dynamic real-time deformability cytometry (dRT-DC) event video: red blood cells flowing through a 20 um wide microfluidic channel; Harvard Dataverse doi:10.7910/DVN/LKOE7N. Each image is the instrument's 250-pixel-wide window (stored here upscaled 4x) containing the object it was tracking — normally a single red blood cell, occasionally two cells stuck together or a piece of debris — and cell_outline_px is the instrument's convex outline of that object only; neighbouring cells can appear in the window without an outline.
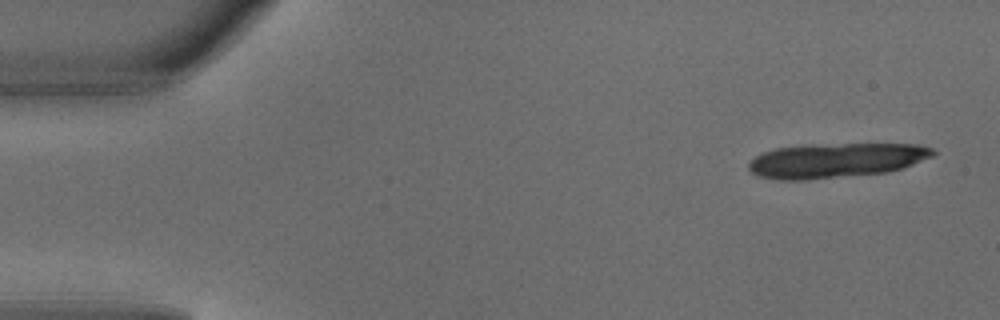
{"species": "common noctule bat (a hibernating species)", "species_latin": "Nyctalus noctula", "temperature_condition": "warm", "stored_images_in_passage": 5, "camera_frame_rate_fps": 3000, "um_per_image_px": 0.085, "animal": {"sex": "male", "body_mass_g": 18.8}, "frame": {"image": 1, "passage_image": 1, "time_ms": 0.0, "image_size_px": [1000, 320], "cell_outline_px": [[936, 152], [932, 156], [912, 164], [888, 172], [804, 180], [776, 180], [756, 176], [748, 168], [748, 164], [756, 156], [764, 152], [776, 148], [844, 144], [920, 144], [932, 148]], "centroid_in_image_um": [71.05, 13.65], "position_along_channel_um": 13.9, "area_um2": 36.65}}